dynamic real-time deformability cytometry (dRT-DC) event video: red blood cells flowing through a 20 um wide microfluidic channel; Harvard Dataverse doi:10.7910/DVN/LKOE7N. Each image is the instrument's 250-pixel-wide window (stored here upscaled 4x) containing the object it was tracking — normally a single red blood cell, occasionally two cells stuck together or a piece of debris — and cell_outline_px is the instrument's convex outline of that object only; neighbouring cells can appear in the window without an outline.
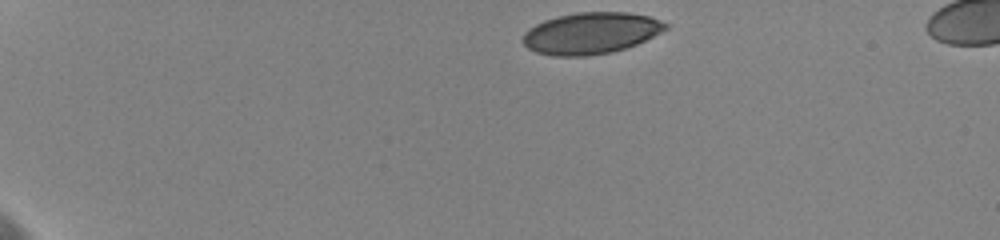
{"species": "human", "species_latin": "Homo sapiens", "temperature_condition": "cold", "stored_images_in_passage": 57, "camera_frame_rate_fps": 3000, "um_per_image_px": 0.085, "donor": {"sex": "female"}, "frame": {"image": 1, "passage_image": 1, "time_ms": 0.0, "image_size_px": [1000, 240], "cell_outline_px": [[668, 28], [636, 44], [612, 52], [584, 56], [552, 56], [536, 52], [528, 48], [520, 40], [524, 32], [528, 28], [544, 20], [556, 16], [576, 12], [628, 12], [648, 16], [668, 24]], "centroid_in_image_um": [50.16, 2.81], "position_along_channel_um": 34.8, "area_um2": 34.51}}